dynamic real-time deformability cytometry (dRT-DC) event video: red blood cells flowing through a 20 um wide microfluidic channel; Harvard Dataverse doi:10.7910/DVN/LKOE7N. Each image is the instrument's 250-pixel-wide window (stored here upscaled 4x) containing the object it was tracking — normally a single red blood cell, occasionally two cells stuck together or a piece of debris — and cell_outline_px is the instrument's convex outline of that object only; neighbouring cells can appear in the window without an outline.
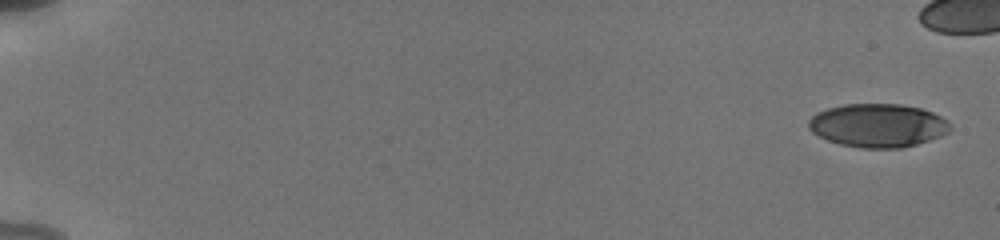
{"species": "human", "species_latin": "Homo sapiens", "temperature_condition": "cold", "stored_images_in_passage": 9, "camera_frame_rate_fps": 3000, "um_per_image_px": 0.085, "donor": {"sex": "male"}, "frame": {"image": 1, "passage_image": 1, "time_ms": 0.0, "image_size_px": [1000, 240], "cell_outline_px": [[952, 128], [948, 132], [940, 136], [916, 144], [900, 148], [860, 148], [840, 144], [828, 140], [812, 132], [808, 128], [808, 120], [816, 112], [828, 108], [844, 104], [900, 104], [920, 108], [932, 112], [948, 120]], "centroid_in_image_um": [74.61, 10.66], "position_along_channel_um": 10.4, "area_um2": 35.89}}
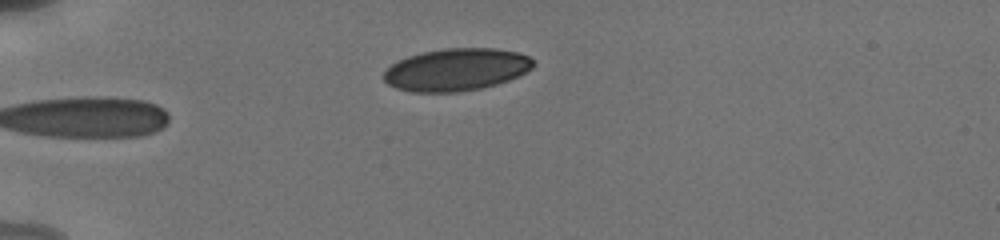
{"frame": {"image": 2, "passage_image": 9, "time_ms": 6.667, "image_size_px": [1000, 240], "cell_outline_px": [[536, 64], [532, 68], [508, 80], [496, 84], [480, 88], [456, 92], [412, 92], [396, 88], [388, 84], [384, 80], [384, 72], [392, 64], [408, 56], [420, 52], [444, 48], [496, 48], [516, 52], [528, 56]], "centroid_in_image_um": [38.77, 5.91], "position_along_channel_um": 46.2, "area_um2": 36.76}}